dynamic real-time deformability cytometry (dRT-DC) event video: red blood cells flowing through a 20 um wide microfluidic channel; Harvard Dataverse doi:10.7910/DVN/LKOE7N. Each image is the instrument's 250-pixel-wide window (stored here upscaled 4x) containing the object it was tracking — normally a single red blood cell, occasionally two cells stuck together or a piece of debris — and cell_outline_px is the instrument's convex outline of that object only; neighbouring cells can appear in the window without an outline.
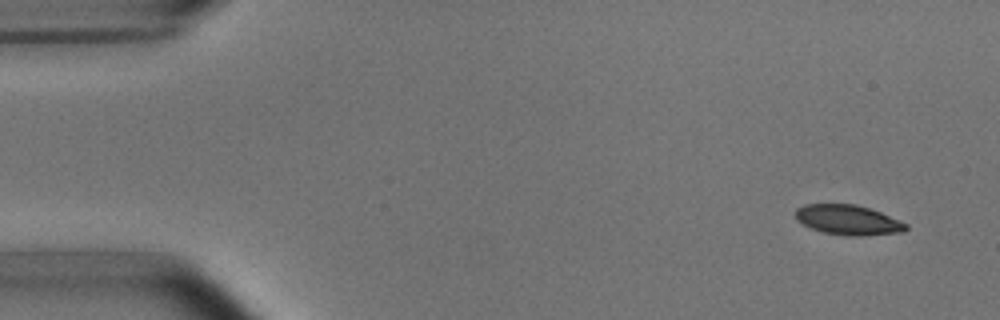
{"species": "common noctule bat (a hibernating species)", "species_latin": "Nyctalus noctula", "temperature_condition": "room temperature", "stored_images_in_passage": 5, "camera_frame_rate_fps": 3000, "um_per_image_px": 0.085, "animal": {"sex": "male", "body_mass_g": 15.6}, "frame": {"image": 1, "passage_image": 1, "time_ms": 0.0, "image_size_px": [1000, 320], "cell_outline_px": [[908, 228], [904, 232], [864, 236], [844, 236], [824, 232], [812, 228], [796, 220], [796, 208], [804, 204], [856, 204], [880, 212], [908, 224]], "centroid_in_image_um": [72.1, 18.7], "position_along_channel_um": 12.9, "area_um2": 19.31}}
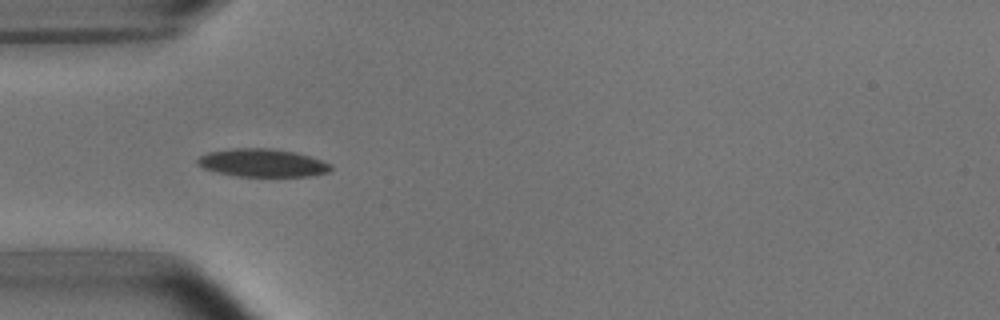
{"frame": {"image": 2, "passage_image": 4, "time_ms": 4.333, "image_size_px": [1000, 320], "cell_outline_px": [[332, 168], [328, 172], [308, 176], [236, 176], [216, 172], [204, 168], [196, 164], [196, 160], [200, 156], [208, 152], [236, 148], [268, 148], [296, 152], [332, 164]], "centroid_in_image_um": [22.28, 13.84], "position_along_channel_um": 62.7, "area_um2": 21.62}}